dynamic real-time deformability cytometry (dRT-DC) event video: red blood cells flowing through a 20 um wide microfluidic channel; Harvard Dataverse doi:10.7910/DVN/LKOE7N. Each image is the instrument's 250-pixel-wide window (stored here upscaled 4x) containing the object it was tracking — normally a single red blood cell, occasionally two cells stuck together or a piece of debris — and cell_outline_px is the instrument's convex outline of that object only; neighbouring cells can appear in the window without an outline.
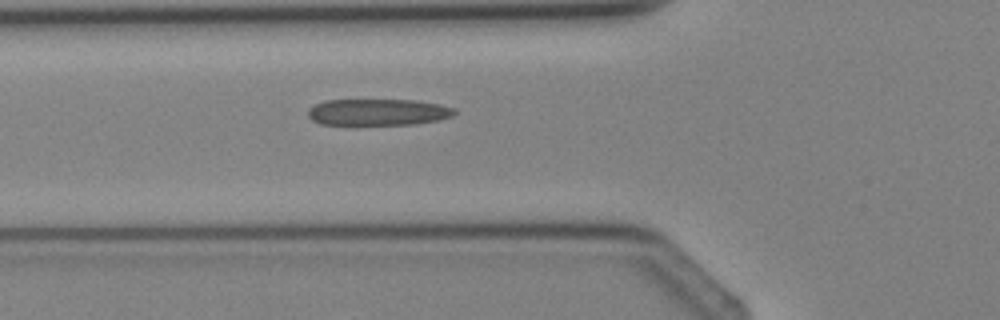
{"species": "Egyptian fruit bat (a non-hibernating species)", "species_latin": "Rousettus aegyptiacus", "temperature_condition": "cold", "stored_images_in_passage": 6, "segment_of_instrument_passage": [1, 2], "camera_frame_rate_fps": 3000, "um_per_image_px": 0.085, "animal": {"sex": "female"}, "frame": {"image": 1, "passage_image": 5, "time_ms": 4.667, "image_size_px": [1000, 320], "cell_outline_px": [[456, 112], [452, 116], [440, 120], [416, 124], [320, 124], [312, 120], [308, 116], [308, 112], [316, 104], [328, 100], [416, 100], [440, 104], [456, 108]], "centroid_in_image_um": [32.2, 9.53], "position_along_channel_um": 93.6, "area_um2": 22.54}}